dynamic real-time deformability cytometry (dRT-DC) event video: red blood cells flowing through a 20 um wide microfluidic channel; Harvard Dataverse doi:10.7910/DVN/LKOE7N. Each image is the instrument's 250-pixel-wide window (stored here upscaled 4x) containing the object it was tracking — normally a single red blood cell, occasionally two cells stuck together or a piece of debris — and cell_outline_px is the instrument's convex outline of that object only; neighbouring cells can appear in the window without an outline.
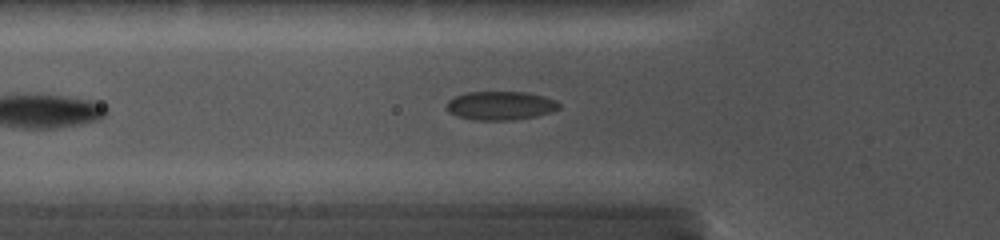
{"species": "common noctule bat (a hibernating species)", "species_latin": "Nyctalus noctula", "temperature_condition": "cold", "stored_images_in_passage": 16, "camera_frame_rate_fps": 5000, "um_per_image_px": 0.085, "animal": {"sex": "female", "body_mass_g": 19.0, "forearm_length_mm": 56.7}, "frame": {"image": 1, "passage_image": 2, "time_ms": 0.8, "image_size_px": [1000, 240], "cell_outline_px": [[560, 108], [536, 116], [508, 120], [472, 120], [460, 116], [452, 112], [448, 108], [448, 100], [456, 96], [468, 92], [524, 92], [556, 100], [560, 104]], "centroid_in_image_um": [42.55, 8.97], "position_along_channel_um": 83.2, "area_um2": 18.32}}
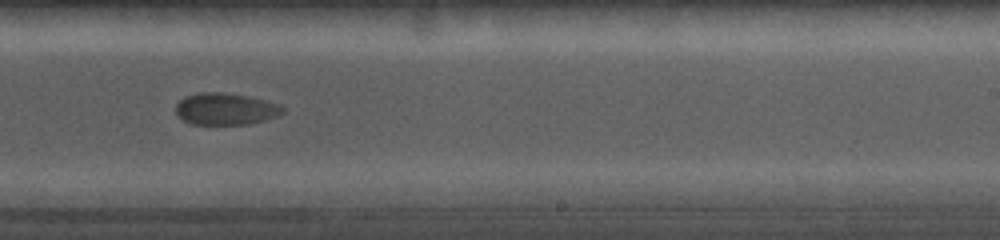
{"frame": {"image": 2, "passage_image": 9, "time_ms": 5.6, "image_size_px": [1000, 240], "cell_outline_px": [[284, 112], [276, 116], [264, 120], [248, 124], [192, 124], [176, 116], [176, 104], [184, 96], [200, 92], [224, 92], [248, 96], [280, 104], [284, 108]], "centroid_in_image_um": [19.15, 9.25], "position_along_channel_um": 269.9, "area_um2": 19.88}}
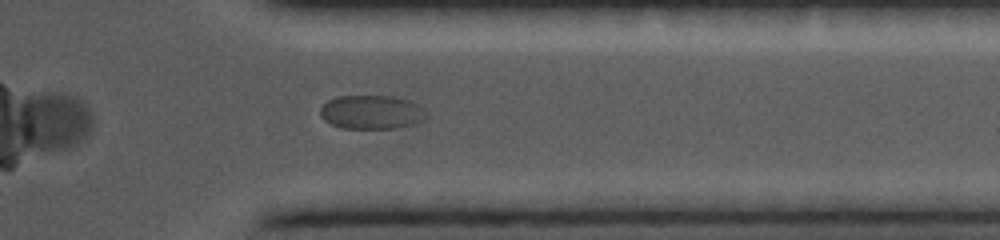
{"frame": {"image": 3, "passage_image": 13, "time_ms": 8.4, "image_size_px": [1000, 240], "cell_outline_px": [[428, 116], [424, 120], [416, 124], [396, 128], [340, 128], [324, 120], [320, 116], [320, 108], [328, 100], [336, 96], [396, 96], [408, 100], [424, 108], [428, 112]], "centroid_in_image_um": [31.62, 9.53], "position_along_channel_um": 379.8, "area_um2": 21.21}}